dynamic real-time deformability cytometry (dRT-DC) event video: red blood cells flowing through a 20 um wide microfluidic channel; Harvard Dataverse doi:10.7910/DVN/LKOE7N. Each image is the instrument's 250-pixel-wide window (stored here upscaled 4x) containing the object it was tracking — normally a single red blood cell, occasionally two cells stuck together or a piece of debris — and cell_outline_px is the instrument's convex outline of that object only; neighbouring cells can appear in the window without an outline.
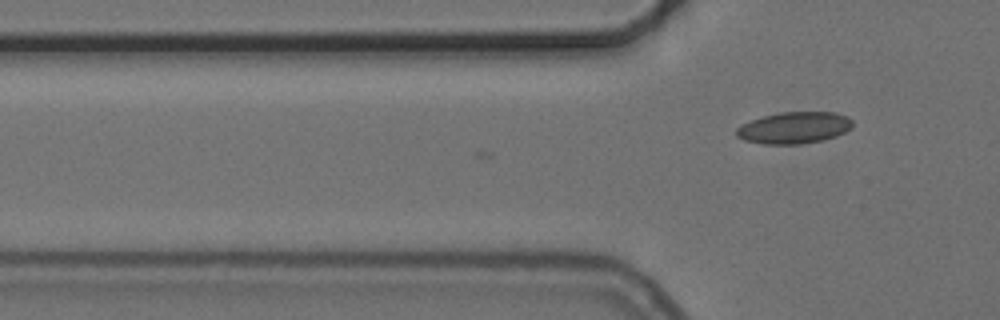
{"species": "common noctule bat (a hibernating species)", "species_latin": "Nyctalus noctula", "temperature_condition": "cold", "stored_images_in_passage": 2, "camera_frame_rate_fps": 3000, "um_per_image_px": 0.085, "animal": {"sex": "female", "body_mass_g": 24.6, "forearm_length_mm": 56.2}, "frame": {"image": 1, "passage_image": 2, "time_ms": 0.333, "image_size_px": [1000, 320], "cell_outline_px": [[852, 128], [836, 136], [820, 140], [800, 144], [764, 144], [744, 140], [736, 136], [736, 128], [740, 124], [764, 116], [780, 112], [836, 112], [848, 116], [852, 120]], "centroid_in_image_um": [67.5, 10.85], "position_along_channel_um": 58.3, "area_um2": 21.44}}